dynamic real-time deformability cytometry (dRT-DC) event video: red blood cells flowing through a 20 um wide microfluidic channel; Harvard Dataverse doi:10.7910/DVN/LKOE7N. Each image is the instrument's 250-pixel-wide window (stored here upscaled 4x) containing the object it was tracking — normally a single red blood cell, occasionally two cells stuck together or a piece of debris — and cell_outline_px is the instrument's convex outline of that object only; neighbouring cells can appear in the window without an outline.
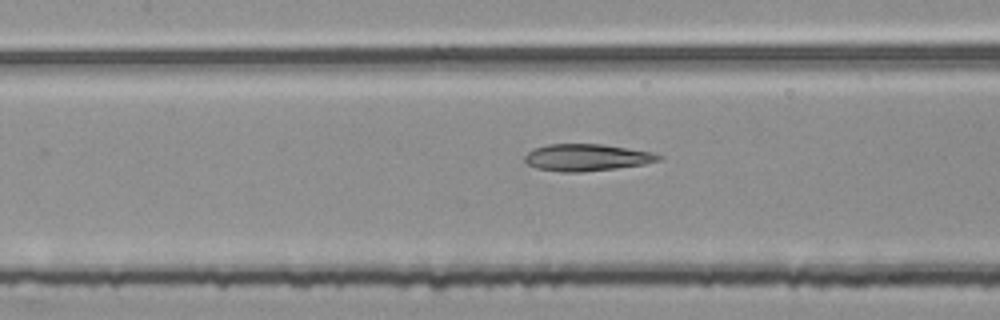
{"species": "common noctule bat (a hibernating species)", "species_latin": "Nyctalus noctula", "temperature_condition": "room temperature", "stored_images_in_passage": 13, "camera_frame_rate_fps": 3000, "um_per_image_px": 0.085, "animal": {"sex": "female", "body_mass_g": 25.1}, "frame": {"image": 1, "passage_image": 11, "time_ms": 3.333, "image_size_px": [1000, 320], "cell_outline_px": [[664, 156], [660, 160], [644, 164], [616, 168], [580, 172], [560, 172], [536, 168], [528, 164], [524, 160], [524, 156], [528, 152], [536, 148], [548, 144], [600, 144], [628, 148], [652, 152]], "centroid_in_image_um": [49.87, 13.39], "position_along_channel_um": 157.5, "area_um2": 20.92}}